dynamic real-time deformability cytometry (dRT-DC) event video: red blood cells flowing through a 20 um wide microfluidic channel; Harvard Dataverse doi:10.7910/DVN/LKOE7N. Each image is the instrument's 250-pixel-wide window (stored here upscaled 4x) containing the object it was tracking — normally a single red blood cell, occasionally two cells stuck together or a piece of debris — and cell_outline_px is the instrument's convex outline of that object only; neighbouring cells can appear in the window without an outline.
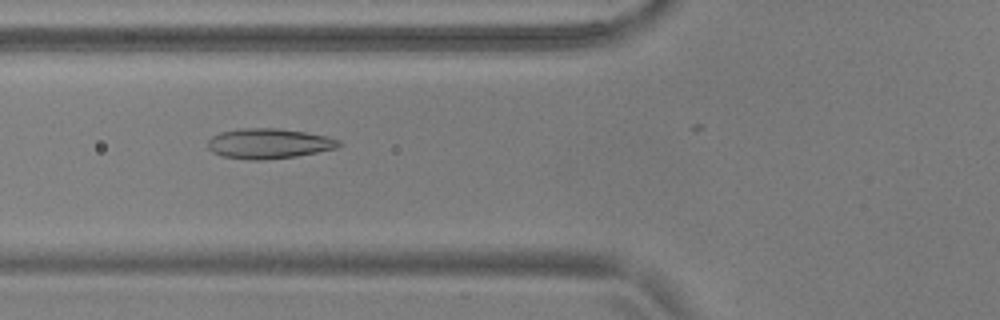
{"species": "common noctule bat (a hibernating species)", "species_latin": "Nyctalus noctula", "temperature_condition": "warm", "stored_images_in_passage": 7, "camera_frame_rate_fps": 3000, "um_per_image_px": 0.085, "animal": {"sex": "male", "body_mass_g": 17.9, "forearm_length_mm": 54.2}, "frame": {"image": 1, "passage_image": 4, "time_ms": 1.0, "image_size_px": [1000, 320], "cell_outline_px": [[340, 144], [336, 148], [296, 156], [264, 160], [248, 160], [224, 156], [212, 152], [208, 148], [208, 140], [212, 136], [220, 132], [240, 128], [276, 128], [304, 132], [328, 136], [340, 140]], "centroid_in_image_um": [22.82, 12.2], "position_along_channel_um": 103.0, "area_um2": 22.95}}